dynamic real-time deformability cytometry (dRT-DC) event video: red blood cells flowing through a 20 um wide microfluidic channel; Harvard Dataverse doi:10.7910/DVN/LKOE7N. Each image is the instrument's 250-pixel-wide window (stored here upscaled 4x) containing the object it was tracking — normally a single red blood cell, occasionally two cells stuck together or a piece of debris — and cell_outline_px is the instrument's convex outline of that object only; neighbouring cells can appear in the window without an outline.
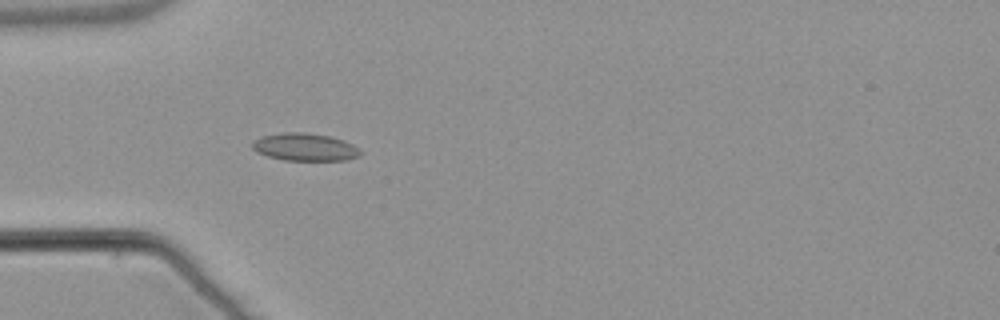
{"species": "common noctule bat (a hibernating species)", "species_latin": "Nyctalus noctula", "temperature_condition": "warm", "stored_images_in_passage": 54, "camera_frame_rate_fps": 3000, "um_per_image_px": 0.085, "animal": {"sex": "male", "body_mass_g": 21.5, "forearm_length_mm": 52.0}, "frame": {"image": 1, "passage_image": 17, "time_ms": 5.333, "image_size_px": [1000, 320], "cell_outline_px": [[360, 156], [348, 160], [284, 160], [268, 156], [256, 152], [252, 148], [252, 140], [264, 136], [284, 132], [304, 132], [328, 136], [344, 140], [352, 144], [360, 152]], "centroid_in_image_um": [25.89, 12.5], "position_along_channel_um": 59.1, "area_um2": 17.28}}
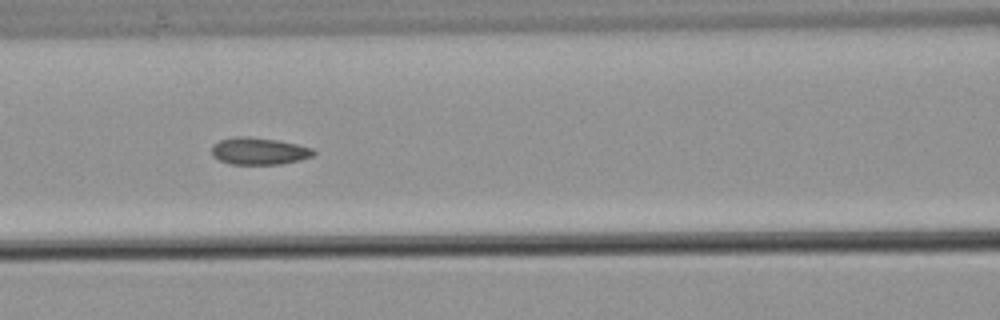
{"frame": {"image": 2, "passage_image": 24, "time_ms": 7.667, "image_size_px": [1000, 320], "cell_outline_px": [[316, 152], [312, 156], [300, 160], [280, 164], [232, 164], [220, 160], [212, 156], [212, 144], [220, 140], [236, 136], [248, 136], [276, 140], [296, 144], [312, 148]], "centroid_in_image_um": [21.99, 12.84], "position_along_channel_um": 144.6, "area_um2": 16.01}}
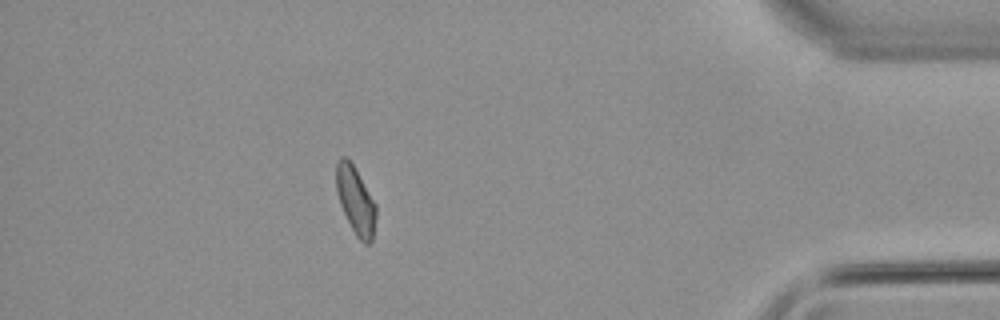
{"frame": {"image": 3, "passage_image": 48, "time_ms": 15.667, "image_size_px": [1000, 320], "cell_outline_px": [[376, 216], [372, 240], [368, 244], [364, 244], [356, 236], [340, 204], [336, 192], [336, 164], [340, 156], [344, 156], [352, 164], [376, 204]], "centroid_in_image_um": [30.22, 17.05], "position_along_channel_um": 405.0, "area_um2": 15.37}, "authors_computed_cell_mechanics": {"area_um2": 16.184, "velocity_mm_per_s": 3.842, "shape_relaxation_time_tau1_ms": null, "shape_relaxation_time_tau2_ms": 2.4777, "deformation_change_tau1": null, "deformation_change_tau2": 0.0719}}